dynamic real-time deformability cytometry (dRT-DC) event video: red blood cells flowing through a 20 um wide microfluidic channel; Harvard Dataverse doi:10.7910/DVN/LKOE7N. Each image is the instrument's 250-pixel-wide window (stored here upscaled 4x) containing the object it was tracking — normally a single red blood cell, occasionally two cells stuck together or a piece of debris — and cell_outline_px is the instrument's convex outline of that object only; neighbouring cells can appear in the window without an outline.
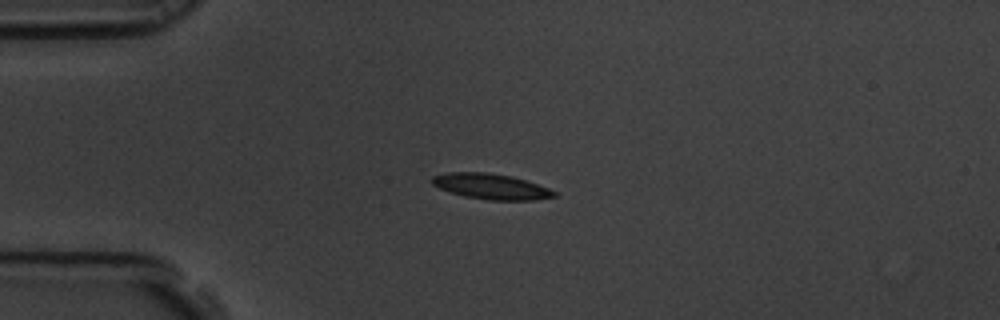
{"species": "common noctule bat (a hibernating species)", "species_latin": "Nyctalus noctula", "temperature_condition": "room temperature", "stored_images_in_passage": 44, "camera_frame_rate_fps": 3000, "um_per_image_px": 0.085, "animal": {"sex": "male", "body_mass_g": 19.5, "forearm_length_mm": 54.6}, "frame": {"image": 1, "passage_image": 1, "time_ms": 0.0, "image_size_px": [1000, 320], "cell_outline_px": [[556, 196], [536, 200], [488, 200], [464, 196], [440, 188], [432, 184], [432, 176], [448, 172], [484, 172], [512, 176], [548, 188], [556, 192]], "centroid_in_image_um": [41.73, 15.85], "position_along_channel_um": 43.3, "area_um2": 17.98}}
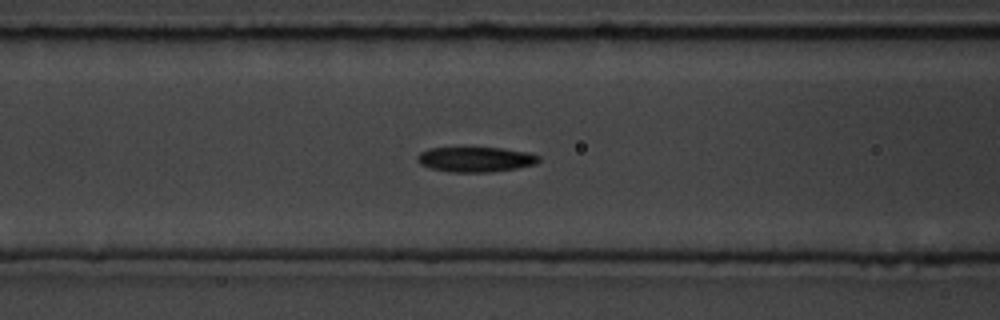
{"frame": {"image": 2, "passage_image": 10, "time_ms": 3.0, "image_size_px": [1000, 320], "cell_outline_px": [[540, 160], [536, 164], [516, 168], [488, 172], [448, 172], [432, 168], [420, 164], [416, 160], [416, 156], [420, 152], [428, 148], [500, 148], [528, 152], [540, 156]], "centroid_in_image_um": [40.41, 13.55], "position_along_channel_um": 126.2, "area_um2": 17.69}}
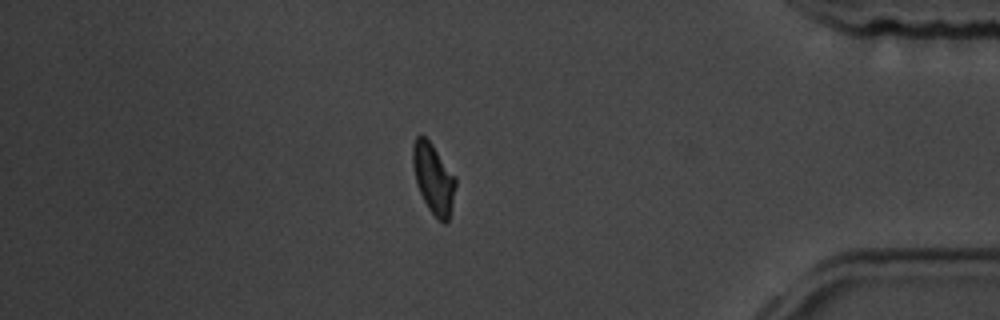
{"frame": {"image": 3, "passage_image": 36, "time_ms": 11.667, "image_size_px": [1000, 320], "cell_outline_px": [[456, 184], [452, 204], [448, 220], [444, 224], [428, 208], [416, 184], [412, 164], [412, 144], [416, 136], [424, 136], [432, 144], [456, 176]], "centroid_in_image_um": [36.83, 15.14], "position_along_channel_um": 398.4, "area_um2": 17.4}}